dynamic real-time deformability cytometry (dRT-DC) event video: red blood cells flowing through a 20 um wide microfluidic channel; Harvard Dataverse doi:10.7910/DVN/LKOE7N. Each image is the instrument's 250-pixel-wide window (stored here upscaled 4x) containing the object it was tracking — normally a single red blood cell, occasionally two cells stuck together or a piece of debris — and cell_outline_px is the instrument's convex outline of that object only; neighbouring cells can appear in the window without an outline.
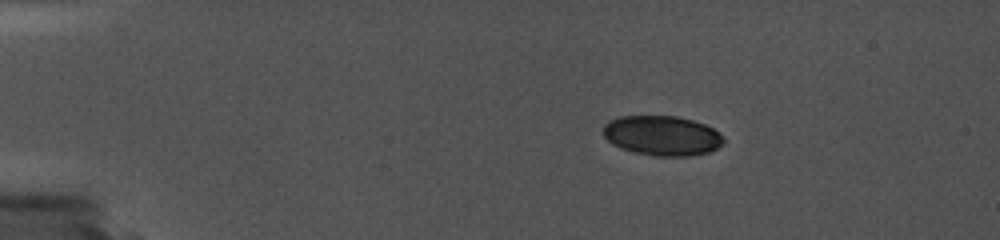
{"species": "common noctule bat (a hibernating species)", "species_latin": "Nyctalus noctula", "temperature_condition": "cold", "stored_images_in_passage": 10, "camera_frame_rate_fps": 5000, "um_per_image_px": 0.085, "animal": {"sex": "female", "body_mass_g": 19.0, "forearm_length_mm": 56.7}, "frame": {"image": 1, "passage_image": 1, "time_ms": 0.0, "image_size_px": [1000, 240], "cell_outline_px": [[724, 144], [708, 152], [688, 156], [652, 156], [620, 148], [612, 144], [604, 136], [604, 124], [608, 120], [620, 116], [676, 116], [692, 120], [704, 124], [720, 132], [724, 136]], "centroid_in_image_um": [56.28, 11.53], "position_along_channel_um": 28.7, "area_um2": 28.03}}